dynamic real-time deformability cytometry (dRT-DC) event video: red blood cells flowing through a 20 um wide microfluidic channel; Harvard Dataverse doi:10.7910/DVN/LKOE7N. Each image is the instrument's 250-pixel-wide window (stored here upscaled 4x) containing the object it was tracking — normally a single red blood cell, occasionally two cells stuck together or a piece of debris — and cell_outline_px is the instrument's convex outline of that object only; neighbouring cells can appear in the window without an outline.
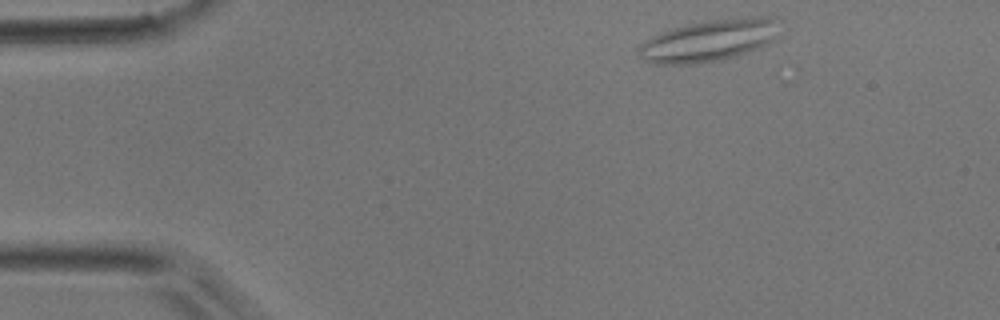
{"species": "common noctule bat (a hibernating species)", "species_latin": "Nyctalus noctula", "temperature_condition": "room temperature", "stored_images_in_passage": 2, "camera_frame_rate_fps": 3000, "um_per_image_px": 0.085, "animal": {"sex": "male", "body_mass_g": 17.9}, "frame": {"image": 1, "passage_image": 1, "time_ms": 0.0, "image_size_px": [1000, 320], "cell_outline_px": [[780, 36], [776, 40], [768, 44], [748, 52], [736, 56], [720, 60], [692, 64], [652, 64], [644, 60], [640, 56], [636, 48], [644, 40], [660, 32], [672, 28], [688, 24], [712, 20], [756, 16], [776, 16]], "centroid_in_image_um": [60.3, 3.44], "position_along_channel_um": 24.7, "area_um2": 34.74}}